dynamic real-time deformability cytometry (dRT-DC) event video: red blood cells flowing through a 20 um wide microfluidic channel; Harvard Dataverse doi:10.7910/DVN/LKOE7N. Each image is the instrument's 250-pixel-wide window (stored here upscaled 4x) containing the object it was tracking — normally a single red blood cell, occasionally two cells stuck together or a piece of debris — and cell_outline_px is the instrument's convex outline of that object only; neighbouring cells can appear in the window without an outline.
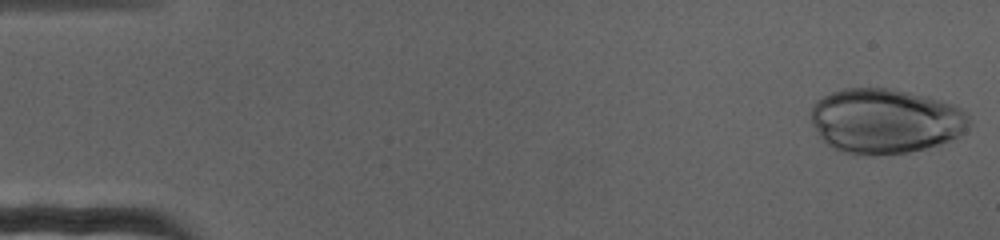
{"species": "human", "species_latin": "Homo sapiens", "temperature_condition": "cold", "stored_images_in_passage": 73, "camera_frame_rate_fps": 3000, "um_per_image_px": 0.085, "donor": {"sex": "female"}, "frame": {"image": 1, "passage_image": 2, "time_ms": 0.333, "image_size_px": [1000, 240], "cell_outline_px": [[972, 124], [964, 132], [952, 140], [924, 148], [908, 152], [868, 156], [852, 156], [840, 152], [832, 148], [816, 132], [812, 124], [812, 108], [816, 100], [832, 92], [844, 88], [892, 88], [928, 96], [952, 104], [968, 112]], "centroid_in_image_um": [75.26, 10.29], "position_along_channel_um": 9.7, "area_um2": 60.52}}
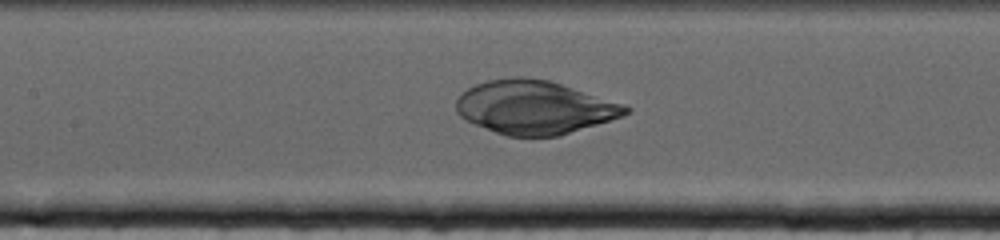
{"frame": {"image": 2, "passage_image": 34, "time_ms": 11.0, "image_size_px": [1000, 240], "cell_outline_px": [[632, 112], [624, 116], [556, 136], [504, 136], [476, 124], [460, 116], [456, 112], [456, 100], [460, 92], [476, 84], [488, 80], [516, 76], [524, 76], [548, 80], [628, 104], [632, 108]], "centroid_in_image_um": [45.46, 9.11], "position_along_channel_um": 161.9, "area_um2": 53.06}}
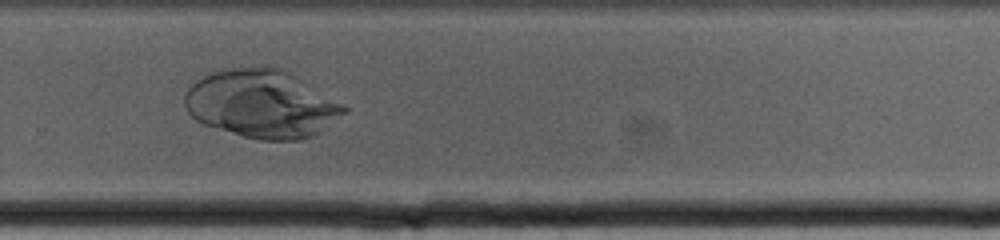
{"frame": {"image": 3, "passage_image": 50, "time_ms": 16.333, "image_size_px": [1000, 240], "cell_outline_px": [[348, 112], [320, 132], [312, 136], [300, 140], [260, 140], [244, 136], [204, 124], [196, 120], [188, 112], [184, 104], [184, 96], [188, 88], [196, 80], [204, 76], [216, 72], [232, 68], [260, 64], [272, 64], [284, 68], [292, 72], [344, 104], [348, 108]], "centroid_in_image_um": [22.3, 8.79], "position_along_channel_um": 307.5, "area_um2": 63.93}}